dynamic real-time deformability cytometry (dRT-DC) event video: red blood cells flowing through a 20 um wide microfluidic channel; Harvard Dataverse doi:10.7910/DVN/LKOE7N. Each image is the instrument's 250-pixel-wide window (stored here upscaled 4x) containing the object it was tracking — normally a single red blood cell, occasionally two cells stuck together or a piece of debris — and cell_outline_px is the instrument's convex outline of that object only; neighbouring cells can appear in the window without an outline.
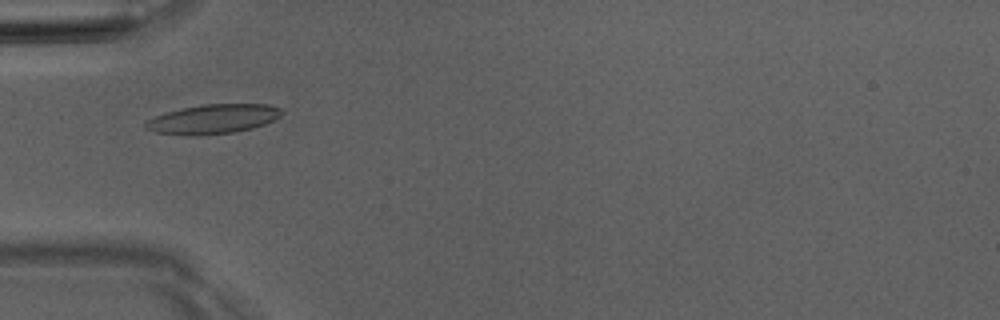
{"species": "Egyptian fruit bat (a non-hibernating species)", "species_latin": "Rousettus aegyptiacus", "temperature_condition": "room temperature", "stored_images_in_passage": 51, "camera_frame_rate_fps": 3000, "um_per_image_px": 0.085, "animal": {"sex": "male"}, "frame": {"image": 1, "passage_image": 17, "time_ms": 5.333, "image_size_px": [1000, 320], "cell_outline_px": [[284, 112], [280, 116], [264, 124], [252, 128], [236, 132], [200, 136], [184, 136], [156, 132], [144, 128], [144, 124], [148, 120], [156, 116], [168, 112], [184, 108], [204, 104], [268, 104], [280, 108]], "centroid_in_image_um": [18.11, 10.13], "position_along_channel_um": 66.9, "area_um2": 23.35}}
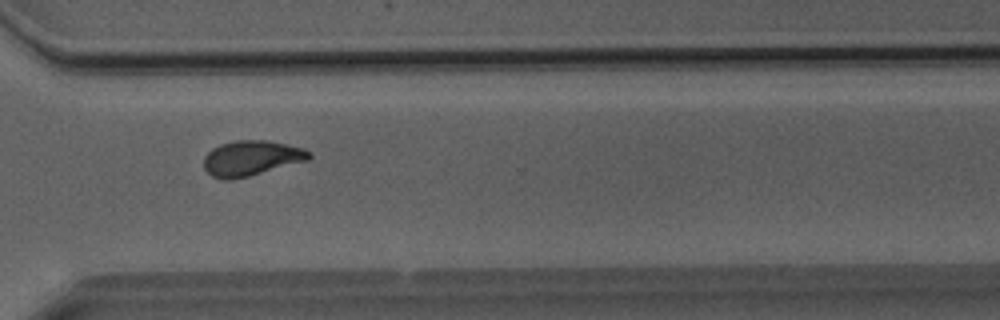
{"frame": {"image": 2, "passage_image": 38, "time_ms": 12.333, "image_size_px": [1000, 320], "cell_outline_px": [[312, 156], [308, 160], [248, 176], [232, 180], [224, 180], [212, 176], [204, 168], [204, 156], [212, 148], [220, 144], [236, 140], [268, 140], [304, 148], [312, 152]], "centroid_in_image_um": [21.36, 13.43], "position_along_channel_um": 349.2, "area_um2": 21.62}}
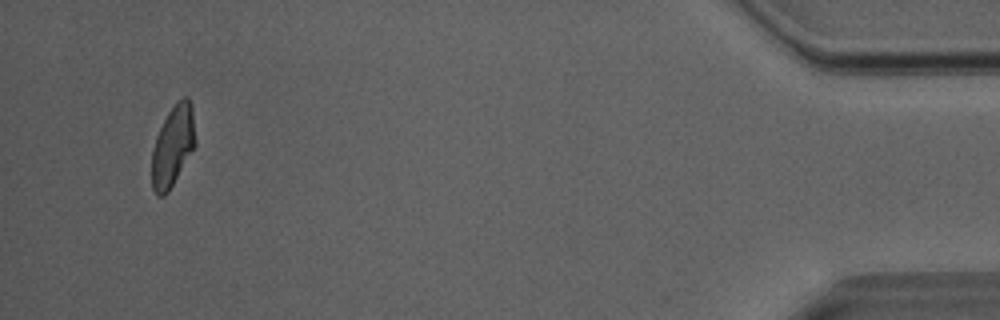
{"frame": {"image": 3, "passage_image": 49, "time_ms": 16.0, "image_size_px": [1000, 320], "cell_outline_px": [[196, 144], [168, 192], [164, 196], [156, 196], [152, 188], [152, 152], [156, 136], [168, 112], [176, 100], [184, 96], [188, 96], [192, 104]], "centroid_in_image_um": [14.69, 12.38], "position_along_channel_um": 420.5, "area_um2": 20.52}, "authors_computed_cell_mechanics": {"area_um2": 21.2704, "velocity_mm_per_s": 4.0477, "shape_relaxation_time_tau1_ms": 5.199, "shape_relaxation_time_tau2_ms": 3.4276, "deformation_change_tau1": 0.1801, "deformation_change_tau2": 0.0671}}